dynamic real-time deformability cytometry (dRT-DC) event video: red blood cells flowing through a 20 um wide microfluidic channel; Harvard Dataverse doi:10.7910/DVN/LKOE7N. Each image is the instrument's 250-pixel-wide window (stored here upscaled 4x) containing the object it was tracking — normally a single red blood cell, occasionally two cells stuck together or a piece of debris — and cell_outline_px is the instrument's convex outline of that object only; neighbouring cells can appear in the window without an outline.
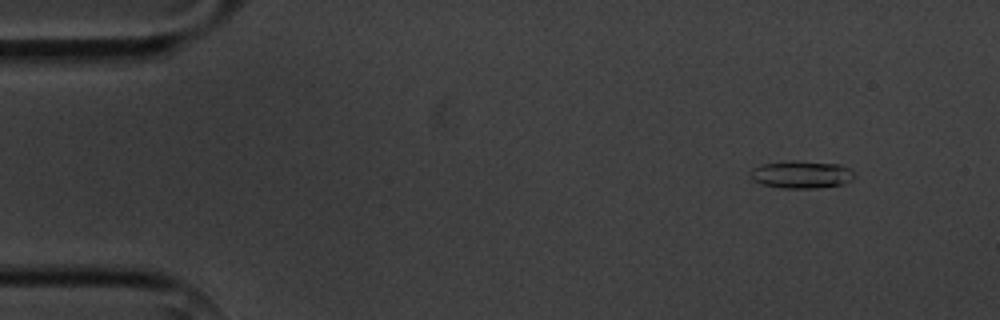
{"species": "common noctule bat (a hibernating species)", "species_latin": "Nyctalus noctula", "temperature_condition": "cold", "stored_images_in_passage": 3, "camera_frame_rate_fps": 3000, "um_per_image_px": 0.085, "animal": {"sex": "male", "body_mass_g": 20.1, "forearm_length_mm": 53.5}, "frame": {"image": 1, "passage_image": 1, "time_ms": 0.0, "image_size_px": [1000, 320], "cell_outline_px": [[856, 176], [844, 184], [816, 188], [784, 188], [760, 184], [752, 180], [748, 172], [752, 168], [760, 164], [792, 160], [796, 160], [840, 164], [856, 172]], "centroid_in_image_um": [68.1, 14.82], "position_along_channel_um": 16.9, "area_um2": 17.05}}